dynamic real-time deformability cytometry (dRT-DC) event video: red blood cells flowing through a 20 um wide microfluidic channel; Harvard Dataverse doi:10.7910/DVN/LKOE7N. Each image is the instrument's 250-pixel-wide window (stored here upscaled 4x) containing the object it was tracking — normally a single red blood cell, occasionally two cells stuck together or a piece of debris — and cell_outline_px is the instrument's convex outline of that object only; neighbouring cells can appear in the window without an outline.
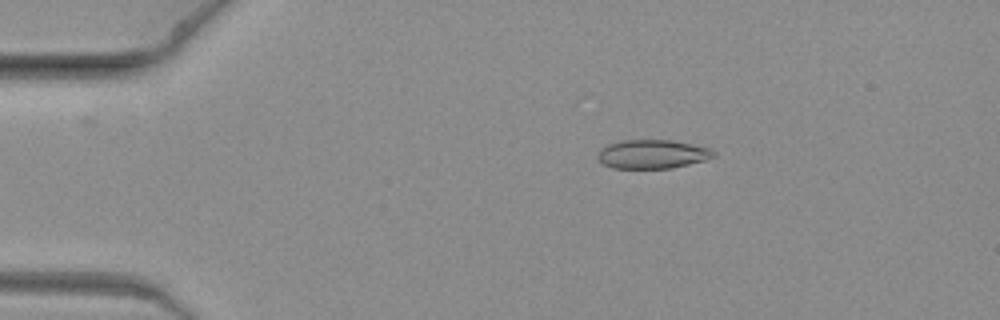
{"species": "common noctule bat (a hibernating species)", "species_latin": "Nyctalus noctula", "temperature_condition": "warm", "stored_images_in_passage": 6, "camera_frame_rate_fps": 3000, "um_per_image_px": 0.085, "animal": {"sex": "female", "body_mass_g": 19.3, "forearm_length_mm": 54.1}, "frame": {"image": 1, "passage_image": 4, "time_ms": 1.0, "image_size_px": [1000, 320], "cell_outline_px": [[716, 156], [704, 160], [672, 168], [612, 168], [604, 164], [596, 156], [600, 148], [608, 144], [620, 140], [672, 140], [708, 148], [716, 152]], "centroid_in_image_um": [55.42, 13.1], "position_along_channel_um": 29.6, "area_um2": 19.42}}